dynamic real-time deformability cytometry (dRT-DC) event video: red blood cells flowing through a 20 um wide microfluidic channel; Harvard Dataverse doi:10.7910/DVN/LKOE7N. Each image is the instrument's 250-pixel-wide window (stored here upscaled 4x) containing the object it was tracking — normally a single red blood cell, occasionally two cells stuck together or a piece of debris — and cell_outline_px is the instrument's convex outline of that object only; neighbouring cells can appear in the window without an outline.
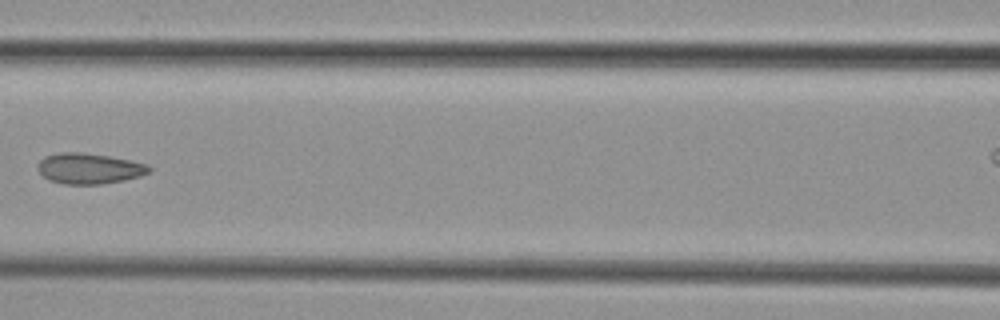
{"species": "common noctule bat (a hibernating species)", "species_latin": "Nyctalus noctula", "temperature_condition": "cold", "stored_images_in_passage": 7, "camera_frame_rate_fps": 3000, "um_per_image_px": 0.085, "animal": {"sex": "female", "body_mass_g": 29.2, "forearm_length_mm": 56.3}, "frame": {"image": 1, "passage_image": 5, "time_ms": 5.0, "image_size_px": [1000, 320], "cell_outline_px": [[152, 172], [140, 176], [124, 180], [100, 184], [64, 184], [48, 180], [36, 168], [36, 164], [44, 156], [60, 152], [80, 152], [112, 156], [148, 164], [152, 168]], "centroid_in_image_um": [7.58, 14.31], "position_along_channel_um": 159.0, "area_um2": 20.17}}
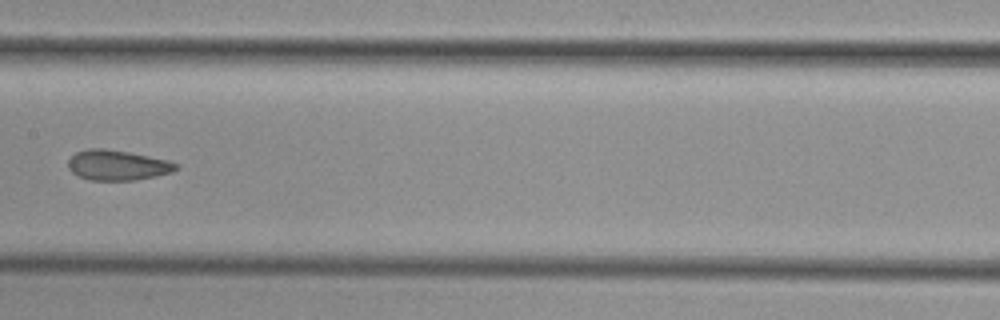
{"frame": {"image": 2, "passage_image": 6, "time_ms": 6.0, "image_size_px": [1000, 320], "cell_outline_px": [[180, 168], [172, 172], [156, 176], [136, 180], [88, 180], [76, 176], [68, 168], [68, 160], [76, 152], [88, 148], [104, 148], [128, 152], [168, 160], [180, 164]], "centroid_in_image_um": [9.99, 14.04], "position_along_channel_um": 197.4, "area_um2": 19.19}}